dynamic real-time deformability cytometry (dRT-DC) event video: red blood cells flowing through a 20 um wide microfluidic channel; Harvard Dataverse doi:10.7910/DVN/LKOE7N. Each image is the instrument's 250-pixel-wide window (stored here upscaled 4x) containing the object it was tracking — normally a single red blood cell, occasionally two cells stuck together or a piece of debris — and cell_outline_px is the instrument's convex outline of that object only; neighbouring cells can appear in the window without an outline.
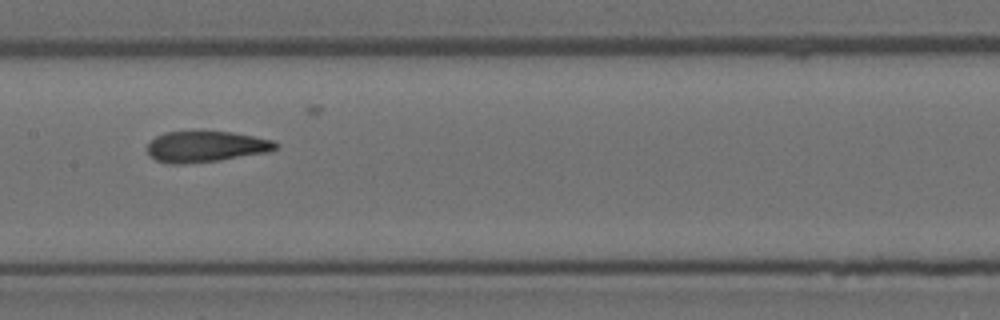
{"species": "Egyptian fruit bat (a non-hibernating species)", "species_latin": "Rousettus aegyptiacus", "temperature_condition": "room temperature", "stored_images_in_passage": 8, "camera_frame_rate_fps": 3000, "um_per_image_px": 0.085, "animal": {"sex": "female"}, "frame": {"image": 1, "passage_image": 5, "time_ms": 4.667, "image_size_px": [1000, 320], "cell_outline_px": [[280, 144], [276, 148], [268, 152], [220, 160], [184, 164], [168, 164], [156, 160], [148, 156], [148, 144], [156, 136], [164, 132], [232, 132], [276, 140]], "centroid_in_image_um": [17.52, 12.47], "position_along_channel_um": 189.9, "area_um2": 23.24}}
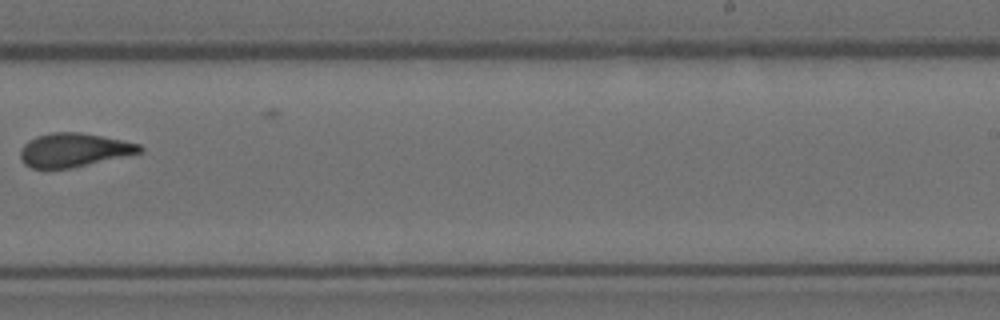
{"frame": {"image": 2, "passage_image": 7, "time_ms": 7.0, "image_size_px": [1000, 320], "cell_outline_px": [[144, 148], [140, 152], [72, 168], [32, 168], [24, 164], [20, 156], [20, 148], [28, 140], [36, 136], [52, 132], [80, 132], [124, 140], [140, 144]], "centroid_in_image_um": [6.24, 12.74], "position_along_channel_um": 282.8, "area_um2": 23.35}}
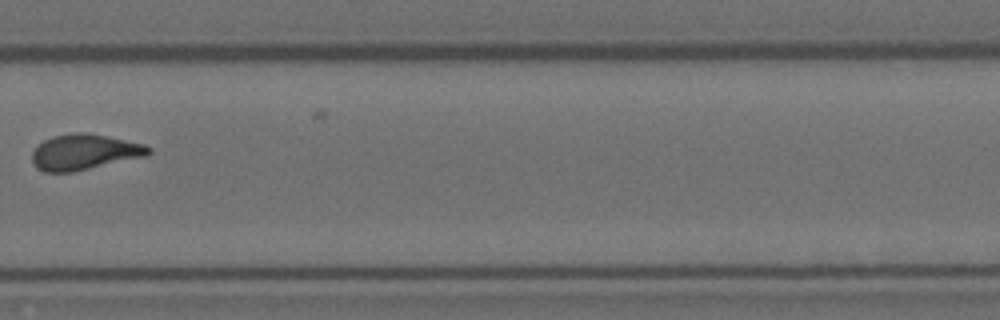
{"frame": {"image": 3, "passage_image": 8, "time_ms": 8.0, "image_size_px": [1000, 320], "cell_outline_px": [[152, 152], [148, 156], [72, 172], [44, 172], [36, 168], [32, 164], [32, 152], [36, 144], [52, 136], [80, 132], [84, 132], [144, 144], [152, 148]], "centroid_in_image_um": [7.15, 12.94], "position_along_channel_um": 322.7, "area_um2": 24.28}}